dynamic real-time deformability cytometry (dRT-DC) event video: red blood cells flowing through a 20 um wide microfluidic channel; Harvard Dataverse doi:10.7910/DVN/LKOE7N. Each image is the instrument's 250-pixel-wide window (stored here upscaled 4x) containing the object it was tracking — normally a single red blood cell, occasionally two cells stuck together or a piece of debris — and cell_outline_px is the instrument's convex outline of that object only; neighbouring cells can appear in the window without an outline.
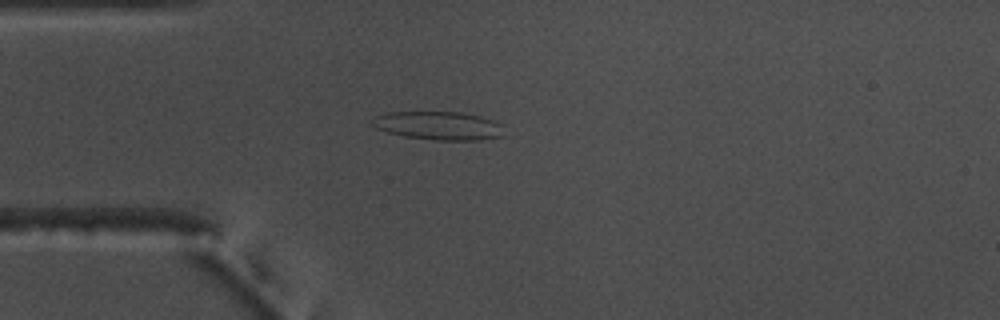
{"species": "common noctule bat (a hibernating species)", "species_latin": "Nyctalus noctula", "temperature_condition": "warm", "stored_images_in_passage": 55, "camera_frame_rate_fps": 3000, "um_per_image_px": 0.085, "animal": {"sex": "male", "body_mass_g": 17.5, "forearm_length_mm": 52.3}, "frame": {"image": 1, "passage_image": 15, "time_ms": 4.667, "image_size_px": [1000, 320], "cell_outline_px": [[504, 136], [480, 140], [432, 140], [404, 136], [388, 132], [376, 128], [372, 124], [372, 120], [376, 116], [388, 112], [460, 112], [480, 116], [492, 120], [500, 124]], "centroid_in_image_um": [37.28, 10.68], "position_along_channel_um": 47.7, "area_um2": 21.73}}
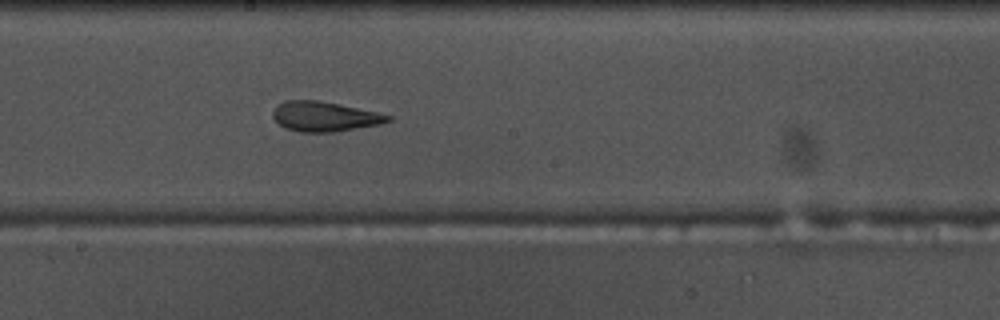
{"frame": {"image": 2, "passage_image": 30, "time_ms": 9.667, "image_size_px": [1000, 320], "cell_outline_px": [[392, 120], [380, 124], [332, 132], [300, 132], [284, 128], [272, 116], [272, 112], [276, 104], [284, 100], [320, 100], [340, 104], [376, 112], [392, 116]], "centroid_in_image_um": [27.54, 9.89], "position_along_channel_um": 220.7, "area_um2": 20.06}}
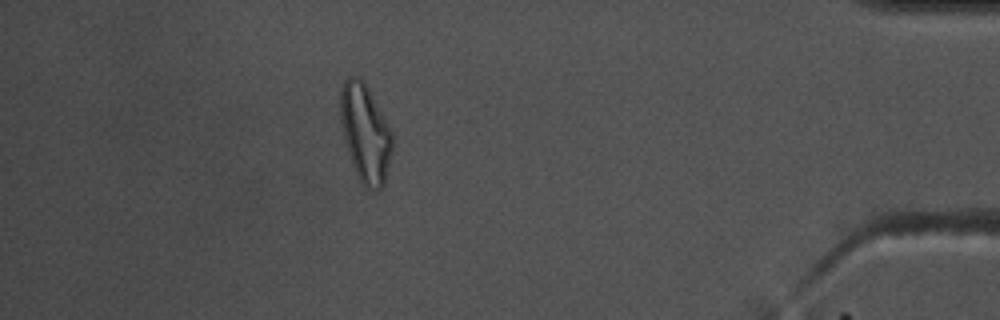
{"frame": {"image": 3, "passage_image": 49, "time_ms": 16.0, "image_size_px": [1000, 320], "cell_outline_px": [[392, 148], [384, 184], [376, 192], [364, 188], [352, 164], [344, 140], [340, 120], [340, 88], [344, 80], [348, 76], [356, 76], [364, 80], [392, 132]], "centroid_in_image_um": [31.03, 11.31], "position_along_channel_um": 404.2, "area_um2": 29.71}, "authors_computed_cell_mechanics": {"area_um2": 23.5824, "velocity_mm_per_s": 3.702, "shape_relaxation_time_tau1_ms": 10.7204, "shape_relaxation_time_tau2_ms": 2.2175, "deformation_change_tau1": 0.2719, "deformation_change_tau2": 0.1207}}